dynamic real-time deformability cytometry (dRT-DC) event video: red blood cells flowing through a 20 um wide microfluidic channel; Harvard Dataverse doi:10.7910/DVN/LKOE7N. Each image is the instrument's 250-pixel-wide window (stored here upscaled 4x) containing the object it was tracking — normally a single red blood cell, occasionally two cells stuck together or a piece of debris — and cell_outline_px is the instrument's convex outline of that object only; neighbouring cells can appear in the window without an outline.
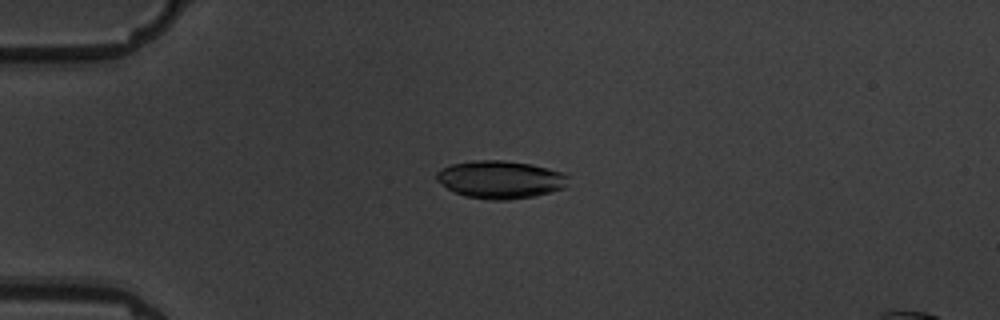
{"species": "common noctule bat (a hibernating species)", "species_latin": "Nyctalus noctula", "temperature_condition": "warm", "stored_images_in_passage": 5, "camera_frame_rate_fps": 3000, "um_per_image_px": 0.085, "animal": {"sex": "male", "body_mass_g": 19.5, "forearm_length_mm": 54.6}, "frame": {"image": 1, "passage_image": 4, "time_ms": 4.333, "image_size_px": [1000, 320], "cell_outline_px": [[568, 176], [564, 188], [532, 196], [508, 200], [492, 200], [464, 196], [448, 188], [436, 180], [436, 172], [440, 168], [452, 164], [472, 160], [504, 160], [532, 164], [564, 172]], "centroid_in_image_um": [42.51, 15.24], "position_along_channel_um": 42.5, "area_um2": 28.96}}